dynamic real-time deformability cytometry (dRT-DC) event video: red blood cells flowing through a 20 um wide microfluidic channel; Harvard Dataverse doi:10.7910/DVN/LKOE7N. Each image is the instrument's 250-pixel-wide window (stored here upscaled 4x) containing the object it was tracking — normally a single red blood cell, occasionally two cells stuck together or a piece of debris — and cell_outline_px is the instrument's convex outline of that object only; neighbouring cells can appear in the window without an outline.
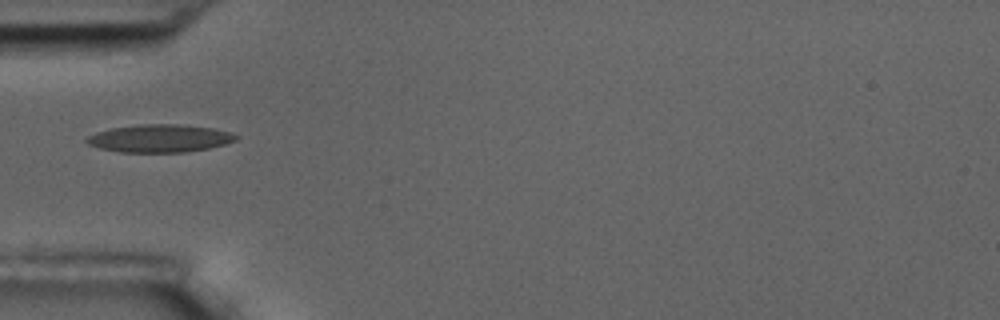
{"species": "common noctule bat (a hibernating species)", "species_latin": "Nyctalus noctula", "temperature_condition": "room temperature", "stored_images_in_passage": 6, "camera_frame_rate_fps": 3000, "um_per_image_px": 0.085, "animal": {"sex": "male", "body_mass_g": 17.5, "forearm_length_mm": 52.3}, "frame": {"image": 1, "passage_image": 6, "time_ms": 5.667, "image_size_px": [1000, 320], "cell_outline_px": [[240, 136], [236, 140], [224, 144], [208, 148], [184, 152], [120, 152], [100, 148], [88, 144], [84, 140], [88, 136], [96, 132], [112, 128], [140, 124], [180, 124], [212, 128], [228, 132]], "centroid_in_image_um": [13.56, 11.76], "position_along_channel_um": 71.4, "area_um2": 24.04}}